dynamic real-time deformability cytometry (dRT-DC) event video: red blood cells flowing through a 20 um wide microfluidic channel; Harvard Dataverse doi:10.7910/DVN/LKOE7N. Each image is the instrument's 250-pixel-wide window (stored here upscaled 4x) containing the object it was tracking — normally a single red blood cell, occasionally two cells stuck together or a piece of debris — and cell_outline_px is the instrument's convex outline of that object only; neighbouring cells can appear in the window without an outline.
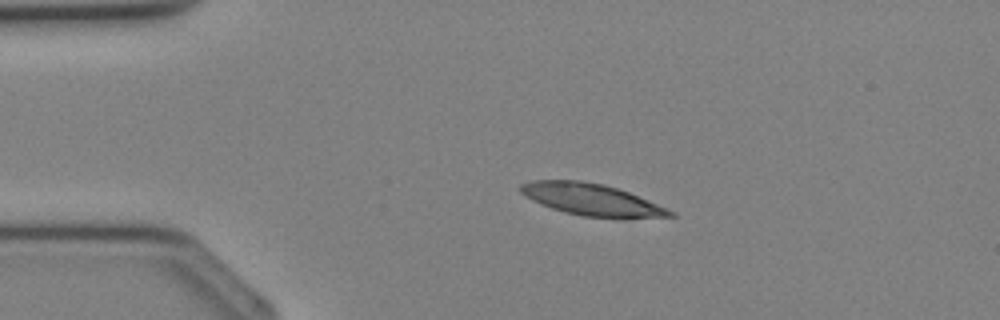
{"species": "Egyptian fruit bat (a non-hibernating species)", "species_latin": "Rousettus aegyptiacus", "temperature_condition": "cold", "stored_images_in_passage": 4, "camera_frame_rate_fps": 3000, "um_per_image_px": 0.085, "animal": {"sex": "female"}, "frame": {"image": 1, "passage_image": 1, "time_ms": 0.0, "image_size_px": [1000, 320], "cell_outline_px": [[676, 216], [624, 220], [584, 216], [564, 212], [552, 208], [532, 200], [524, 196], [516, 188], [520, 184], [532, 180], [580, 180], [604, 184], [628, 192], [676, 212]], "centroid_in_image_um": [50.31, 16.99], "position_along_channel_um": 34.7, "area_um2": 28.26}}